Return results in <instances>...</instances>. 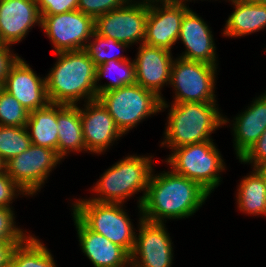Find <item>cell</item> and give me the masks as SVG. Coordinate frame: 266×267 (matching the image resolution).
<instances>
[{
  "mask_svg": "<svg viewBox=\"0 0 266 267\" xmlns=\"http://www.w3.org/2000/svg\"><path fill=\"white\" fill-rule=\"evenodd\" d=\"M73 214L90 230L105 236L131 254L136 238L122 203H100L90 199H78L72 203Z\"/></svg>",
  "mask_w": 266,
  "mask_h": 267,
  "instance_id": "cell-5",
  "label": "cell"
},
{
  "mask_svg": "<svg viewBox=\"0 0 266 267\" xmlns=\"http://www.w3.org/2000/svg\"><path fill=\"white\" fill-rule=\"evenodd\" d=\"M57 155L63 159L69 152L86 151L80 107L57 104Z\"/></svg>",
  "mask_w": 266,
  "mask_h": 267,
  "instance_id": "cell-22",
  "label": "cell"
},
{
  "mask_svg": "<svg viewBox=\"0 0 266 267\" xmlns=\"http://www.w3.org/2000/svg\"><path fill=\"white\" fill-rule=\"evenodd\" d=\"M153 156L128 155L121 159L103 174L91 191L97 192L96 197L88 199L100 203H122L143 191L139 197L138 209H141L145 197L150 176L153 169Z\"/></svg>",
  "mask_w": 266,
  "mask_h": 267,
  "instance_id": "cell-4",
  "label": "cell"
},
{
  "mask_svg": "<svg viewBox=\"0 0 266 267\" xmlns=\"http://www.w3.org/2000/svg\"><path fill=\"white\" fill-rule=\"evenodd\" d=\"M250 3H253V4H263V5H266V0H246Z\"/></svg>",
  "mask_w": 266,
  "mask_h": 267,
  "instance_id": "cell-38",
  "label": "cell"
},
{
  "mask_svg": "<svg viewBox=\"0 0 266 267\" xmlns=\"http://www.w3.org/2000/svg\"><path fill=\"white\" fill-rule=\"evenodd\" d=\"M140 218L138 232L130 254L131 267H172L173 243L164 223H154ZM138 235V236H137Z\"/></svg>",
  "mask_w": 266,
  "mask_h": 267,
  "instance_id": "cell-12",
  "label": "cell"
},
{
  "mask_svg": "<svg viewBox=\"0 0 266 267\" xmlns=\"http://www.w3.org/2000/svg\"><path fill=\"white\" fill-rule=\"evenodd\" d=\"M27 111L20 102L4 89L0 93V125L10 127H22L27 125L29 117Z\"/></svg>",
  "mask_w": 266,
  "mask_h": 267,
  "instance_id": "cell-29",
  "label": "cell"
},
{
  "mask_svg": "<svg viewBox=\"0 0 266 267\" xmlns=\"http://www.w3.org/2000/svg\"><path fill=\"white\" fill-rule=\"evenodd\" d=\"M139 1L150 3V2L173 1V0H139Z\"/></svg>",
  "mask_w": 266,
  "mask_h": 267,
  "instance_id": "cell-40",
  "label": "cell"
},
{
  "mask_svg": "<svg viewBox=\"0 0 266 267\" xmlns=\"http://www.w3.org/2000/svg\"><path fill=\"white\" fill-rule=\"evenodd\" d=\"M189 9L186 0L148 3L144 43L171 51L178 41L184 14Z\"/></svg>",
  "mask_w": 266,
  "mask_h": 267,
  "instance_id": "cell-13",
  "label": "cell"
},
{
  "mask_svg": "<svg viewBox=\"0 0 266 267\" xmlns=\"http://www.w3.org/2000/svg\"><path fill=\"white\" fill-rule=\"evenodd\" d=\"M115 48L123 50L129 48V46L125 43L118 42L115 39L102 37L94 32L92 37L86 42L83 51L89 56L96 67L109 60L124 61L129 59L121 53H113V49Z\"/></svg>",
  "mask_w": 266,
  "mask_h": 267,
  "instance_id": "cell-27",
  "label": "cell"
},
{
  "mask_svg": "<svg viewBox=\"0 0 266 267\" xmlns=\"http://www.w3.org/2000/svg\"><path fill=\"white\" fill-rule=\"evenodd\" d=\"M80 249L94 267H131L130 254L105 236L88 229L73 213Z\"/></svg>",
  "mask_w": 266,
  "mask_h": 267,
  "instance_id": "cell-19",
  "label": "cell"
},
{
  "mask_svg": "<svg viewBox=\"0 0 266 267\" xmlns=\"http://www.w3.org/2000/svg\"><path fill=\"white\" fill-rule=\"evenodd\" d=\"M5 171V162L0 158V172Z\"/></svg>",
  "mask_w": 266,
  "mask_h": 267,
  "instance_id": "cell-39",
  "label": "cell"
},
{
  "mask_svg": "<svg viewBox=\"0 0 266 267\" xmlns=\"http://www.w3.org/2000/svg\"><path fill=\"white\" fill-rule=\"evenodd\" d=\"M213 37L212 31L204 19L189 9L181 22L178 41H182L185 45V52L179 57L218 66Z\"/></svg>",
  "mask_w": 266,
  "mask_h": 267,
  "instance_id": "cell-17",
  "label": "cell"
},
{
  "mask_svg": "<svg viewBox=\"0 0 266 267\" xmlns=\"http://www.w3.org/2000/svg\"><path fill=\"white\" fill-rule=\"evenodd\" d=\"M3 87L29 112L44 108L50 103L46 77L37 76L21 57L11 67Z\"/></svg>",
  "mask_w": 266,
  "mask_h": 267,
  "instance_id": "cell-16",
  "label": "cell"
},
{
  "mask_svg": "<svg viewBox=\"0 0 266 267\" xmlns=\"http://www.w3.org/2000/svg\"><path fill=\"white\" fill-rule=\"evenodd\" d=\"M4 89V87H3V83L0 81V93H1V91Z\"/></svg>",
  "mask_w": 266,
  "mask_h": 267,
  "instance_id": "cell-41",
  "label": "cell"
},
{
  "mask_svg": "<svg viewBox=\"0 0 266 267\" xmlns=\"http://www.w3.org/2000/svg\"><path fill=\"white\" fill-rule=\"evenodd\" d=\"M32 145L26 126L10 127L0 125V158L9 159L26 151Z\"/></svg>",
  "mask_w": 266,
  "mask_h": 267,
  "instance_id": "cell-28",
  "label": "cell"
},
{
  "mask_svg": "<svg viewBox=\"0 0 266 267\" xmlns=\"http://www.w3.org/2000/svg\"><path fill=\"white\" fill-rule=\"evenodd\" d=\"M98 99L106 107L123 135L146 117L161 112V98L138 84L104 92Z\"/></svg>",
  "mask_w": 266,
  "mask_h": 267,
  "instance_id": "cell-7",
  "label": "cell"
},
{
  "mask_svg": "<svg viewBox=\"0 0 266 267\" xmlns=\"http://www.w3.org/2000/svg\"><path fill=\"white\" fill-rule=\"evenodd\" d=\"M234 120L231 121L234 122L231 124L234 136L233 146L237 159H240L266 129V93L253 99L250 106Z\"/></svg>",
  "mask_w": 266,
  "mask_h": 267,
  "instance_id": "cell-20",
  "label": "cell"
},
{
  "mask_svg": "<svg viewBox=\"0 0 266 267\" xmlns=\"http://www.w3.org/2000/svg\"><path fill=\"white\" fill-rule=\"evenodd\" d=\"M239 184L237 207L244 214L266 216V184L259 172L253 170Z\"/></svg>",
  "mask_w": 266,
  "mask_h": 267,
  "instance_id": "cell-24",
  "label": "cell"
},
{
  "mask_svg": "<svg viewBox=\"0 0 266 267\" xmlns=\"http://www.w3.org/2000/svg\"><path fill=\"white\" fill-rule=\"evenodd\" d=\"M26 128L33 145L46 147L57 153L58 124L56 103H49L44 108L31 111Z\"/></svg>",
  "mask_w": 266,
  "mask_h": 267,
  "instance_id": "cell-23",
  "label": "cell"
},
{
  "mask_svg": "<svg viewBox=\"0 0 266 267\" xmlns=\"http://www.w3.org/2000/svg\"><path fill=\"white\" fill-rule=\"evenodd\" d=\"M216 103H172L161 146L169 149L212 140L211 134L229 122Z\"/></svg>",
  "mask_w": 266,
  "mask_h": 267,
  "instance_id": "cell-3",
  "label": "cell"
},
{
  "mask_svg": "<svg viewBox=\"0 0 266 267\" xmlns=\"http://www.w3.org/2000/svg\"><path fill=\"white\" fill-rule=\"evenodd\" d=\"M35 24L41 26L36 0H0V39L3 44L19 43Z\"/></svg>",
  "mask_w": 266,
  "mask_h": 267,
  "instance_id": "cell-18",
  "label": "cell"
},
{
  "mask_svg": "<svg viewBox=\"0 0 266 267\" xmlns=\"http://www.w3.org/2000/svg\"><path fill=\"white\" fill-rule=\"evenodd\" d=\"M18 244L20 243L0 242V267H8L12 251Z\"/></svg>",
  "mask_w": 266,
  "mask_h": 267,
  "instance_id": "cell-36",
  "label": "cell"
},
{
  "mask_svg": "<svg viewBox=\"0 0 266 267\" xmlns=\"http://www.w3.org/2000/svg\"><path fill=\"white\" fill-rule=\"evenodd\" d=\"M116 72L115 75L117 77H111V81L104 85H99V80L103 79L104 77H109V74H113ZM136 84V75H135V65L132 59L118 61V60H109L99 66L96 67V91L98 97L107 91L117 89L127 85Z\"/></svg>",
  "mask_w": 266,
  "mask_h": 267,
  "instance_id": "cell-26",
  "label": "cell"
},
{
  "mask_svg": "<svg viewBox=\"0 0 266 267\" xmlns=\"http://www.w3.org/2000/svg\"><path fill=\"white\" fill-rule=\"evenodd\" d=\"M83 106L80 117L86 152L103 154L123 134L99 99L87 101Z\"/></svg>",
  "mask_w": 266,
  "mask_h": 267,
  "instance_id": "cell-15",
  "label": "cell"
},
{
  "mask_svg": "<svg viewBox=\"0 0 266 267\" xmlns=\"http://www.w3.org/2000/svg\"><path fill=\"white\" fill-rule=\"evenodd\" d=\"M215 145L208 140L174 148L165 162L174 173L193 180L211 194L222 181L220 172L226 168Z\"/></svg>",
  "mask_w": 266,
  "mask_h": 267,
  "instance_id": "cell-6",
  "label": "cell"
},
{
  "mask_svg": "<svg viewBox=\"0 0 266 267\" xmlns=\"http://www.w3.org/2000/svg\"><path fill=\"white\" fill-rule=\"evenodd\" d=\"M14 215L13 207H0V242L22 243L30 235L16 226Z\"/></svg>",
  "mask_w": 266,
  "mask_h": 267,
  "instance_id": "cell-30",
  "label": "cell"
},
{
  "mask_svg": "<svg viewBox=\"0 0 266 267\" xmlns=\"http://www.w3.org/2000/svg\"><path fill=\"white\" fill-rule=\"evenodd\" d=\"M135 65L136 84L156 93L162 100L161 111L169 108L161 93L164 85L170 84L172 51L146 43L139 44Z\"/></svg>",
  "mask_w": 266,
  "mask_h": 267,
  "instance_id": "cell-14",
  "label": "cell"
},
{
  "mask_svg": "<svg viewBox=\"0 0 266 267\" xmlns=\"http://www.w3.org/2000/svg\"><path fill=\"white\" fill-rule=\"evenodd\" d=\"M255 169L259 172L266 184V162L256 166Z\"/></svg>",
  "mask_w": 266,
  "mask_h": 267,
  "instance_id": "cell-37",
  "label": "cell"
},
{
  "mask_svg": "<svg viewBox=\"0 0 266 267\" xmlns=\"http://www.w3.org/2000/svg\"><path fill=\"white\" fill-rule=\"evenodd\" d=\"M127 1L121 8L95 18V33L109 37L128 46L144 43L148 3Z\"/></svg>",
  "mask_w": 266,
  "mask_h": 267,
  "instance_id": "cell-10",
  "label": "cell"
},
{
  "mask_svg": "<svg viewBox=\"0 0 266 267\" xmlns=\"http://www.w3.org/2000/svg\"><path fill=\"white\" fill-rule=\"evenodd\" d=\"M218 67L176 57L171 66L172 103H216L215 82Z\"/></svg>",
  "mask_w": 266,
  "mask_h": 267,
  "instance_id": "cell-8",
  "label": "cell"
},
{
  "mask_svg": "<svg viewBox=\"0 0 266 267\" xmlns=\"http://www.w3.org/2000/svg\"><path fill=\"white\" fill-rule=\"evenodd\" d=\"M239 161L244 164L249 163L253 168L266 162V129Z\"/></svg>",
  "mask_w": 266,
  "mask_h": 267,
  "instance_id": "cell-34",
  "label": "cell"
},
{
  "mask_svg": "<svg viewBox=\"0 0 266 267\" xmlns=\"http://www.w3.org/2000/svg\"><path fill=\"white\" fill-rule=\"evenodd\" d=\"M8 267H57L50 250L30 235L12 251Z\"/></svg>",
  "mask_w": 266,
  "mask_h": 267,
  "instance_id": "cell-25",
  "label": "cell"
},
{
  "mask_svg": "<svg viewBox=\"0 0 266 267\" xmlns=\"http://www.w3.org/2000/svg\"><path fill=\"white\" fill-rule=\"evenodd\" d=\"M40 15H57L78 9L79 0H37Z\"/></svg>",
  "mask_w": 266,
  "mask_h": 267,
  "instance_id": "cell-33",
  "label": "cell"
},
{
  "mask_svg": "<svg viewBox=\"0 0 266 267\" xmlns=\"http://www.w3.org/2000/svg\"><path fill=\"white\" fill-rule=\"evenodd\" d=\"M61 161L54 150L32 144L26 151L9 159L5 163V171L27 196L32 197L40 192Z\"/></svg>",
  "mask_w": 266,
  "mask_h": 267,
  "instance_id": "cell-9",
  "label": "cell"
},
{
  "mask_svg": "<svg viewBox=\"0 0 266 267\" xmlns=\"http://www.w3.org/2000/svg\"><path fill=\"white\" fill-rule=\"evenodd\" d=\"M154 173L152 171L141 205L142 218L146 221L164 223L168 219L189 218L210 195L198 183L171 169Z\"/></svg>",
  "mask_w": 266,
  "mask_h": 267,
  "instance_id": "cell-1",
  "label": "cell"
},
{
  "mask_svg": "<svg viewBox=\"0 0 266 267\" xmlns=\"http://www.w3.org/2000/svg\"><path fill=\"white\" fill-rule=\"evenodd\" d=\"M235 9L226 20L223 36L243 37L266 27V5L246 0H230Z\"/></svg>",
  "mask_w": 266,
  "mask_h": 267,
  "instance_id": "cell-21",
  "label": "cell"
},
{
  "mask_svg": "<svg viewBox=\"0 0 266 267\" xmlns=\"http://www.w3.org/2000/svg\"><path fill=\"white\" fill-rule=\"evenodd\" d=\"M10 48V45L7 44L0 45V81L3 84L11 67L21 57L18 54H14Z\"/></svg>",
  "mask_w": 266,
  "mask_h": 267,
  "instance_id": "cell-35",
  "label": "cell"
},
{
  "mask_svg": "<svg viewBox=\"0 0 266 267\" xmlns=\"http://www.w3.org/2000/svg\"><path fill=\"white\" fill-rule=\"evenodd\" d=\"M128 0H79L78 9L94 19L114 9L121 8Z\"/></svg>",
  "mask_w": 266,
  "mask_h": 267,
  "instance_id": "cell-31",
  "label": "cell"
},
{
  "mask_svg": "<svg viewBox=\"0 0 266 267\" xmlns=\"http://www.w3.org/2000/svg\"><path fill=\"white\" fill-rule=\"evenodd\" d=\"M57 62L46 75L47 96L50 103L77 106L98 99L96 66L83 51L56 53ZM79 101V102H78Z\"/></svg>",
  "mask_w": 266,
  "mask_h": 267,
  "instance_id": "cell-2",
  "label": "cell"
},
{
  "mask_svg": "<svg viewBox=\"0 0 266 267\" xmlns=\"http://www.w3.org/2000/svg\"><path fill=\"white\" fill-rule=\"evenodd\" d=\"M40 16L55 53L83 50L95 32V19L79 10Z\"/></svg>",
  "mask_w": 266,
  "mask_h": 267,
  "instance_id": "cell-11",
  "label": "cell"
},
{
  "mask_svg": "<svg viewBox=\"0 0 266 267\" xmlns=\"http://www.w3.org/2000/svg\"><path fill=\"white\" fill-rule=\"evenodd\" d=\"M19 195L27 197V194L10 178L6 171L0 172V207H10L13 200Z\"/></svg>",
  "mask_w": 266,
  "mask_h": 267,
  "instance_id": "cell-32",
  "label": "cell"
}]
</instances>
